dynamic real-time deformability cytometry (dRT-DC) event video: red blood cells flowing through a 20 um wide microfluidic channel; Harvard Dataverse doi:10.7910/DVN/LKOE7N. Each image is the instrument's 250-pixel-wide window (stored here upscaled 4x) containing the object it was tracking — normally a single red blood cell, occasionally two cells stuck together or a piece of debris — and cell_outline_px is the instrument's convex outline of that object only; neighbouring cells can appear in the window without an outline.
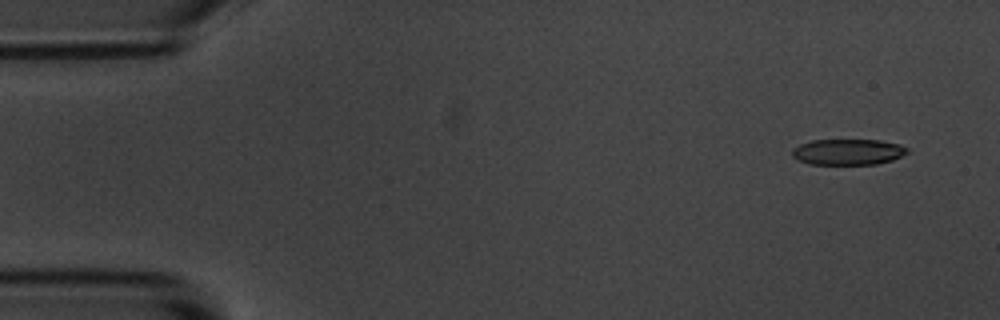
{"species": "common noctule bat (a hibernating species)", "species_latin": "Nyctalus noctula", "temperature_condition": "room temperature", "stored_images_in_passage": 6, "camera_frame_rate_fps": 3000, "um_per_image_px": 0.085, "animal": {"sex": "male", "body_mass_g": 20.1, "forearm_length_mm": 53.5}, "frame": {"image": 1, "passage_image": 1, "time_ms": 0.0, "image_size_px": [1000, 320], "cell_outline_px": [[908, 152], [892, 160], [876, 164], [808, 164], [796, 160], [792, 156], [792, 148], [800, 144], [812, 140], [880, 140], [900, 144], [908, 148]], "centroid_in_image_um": [72.05, 12.91], "position_along_channel_um": 13.0, "area_um2": 17.46}}
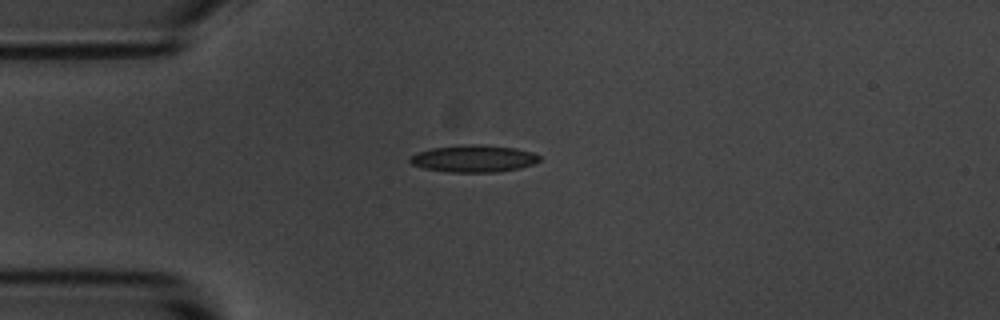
{"frame": {"image": 2, "passage_image": 4, "time_ms": 3.333, "image_size_px": [1000, 320], "cell_outline_px": [[540, 160], [532, 164], [520, 168], [496, 172], [448, 172], [424, 168], [412, 164], [408, 160], [408, 156], [432, 148], [460, 144], [480, 144], [516, 148], [532, 152], [540, 156]], "centroid_in_image_um": [40.25, 13.47], "position_along_channel_um": 44.8, "area_um2": 20.52}}
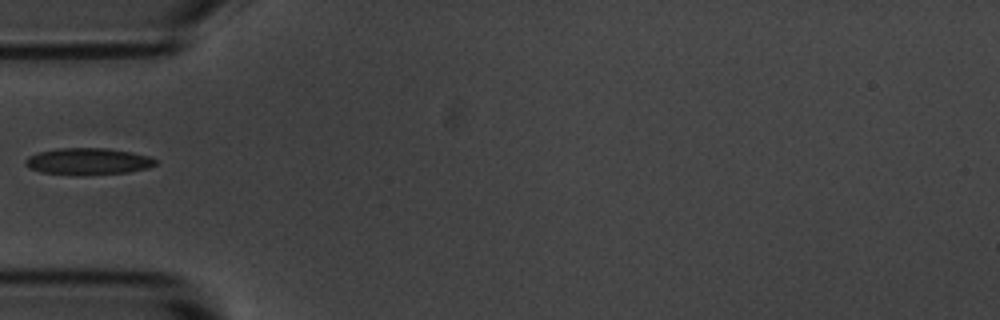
{"frame": {"image": 3, "passage_image": 5, "time_ms": 4.667, "image_size_px": [1000, 320], "cell_outline_px": [[156, 164], [148, 168], [128, 172], [44, 172], [28, 168], [24, 164], [24, 160], [28, 156], [40, 152], [60, 148], [108, 148], [148, 156], [156, 160]], "centroid_in_image_um": [7.47, 13.66], "position_along_channel_um": 77.5, "area_um2": 19.02}}